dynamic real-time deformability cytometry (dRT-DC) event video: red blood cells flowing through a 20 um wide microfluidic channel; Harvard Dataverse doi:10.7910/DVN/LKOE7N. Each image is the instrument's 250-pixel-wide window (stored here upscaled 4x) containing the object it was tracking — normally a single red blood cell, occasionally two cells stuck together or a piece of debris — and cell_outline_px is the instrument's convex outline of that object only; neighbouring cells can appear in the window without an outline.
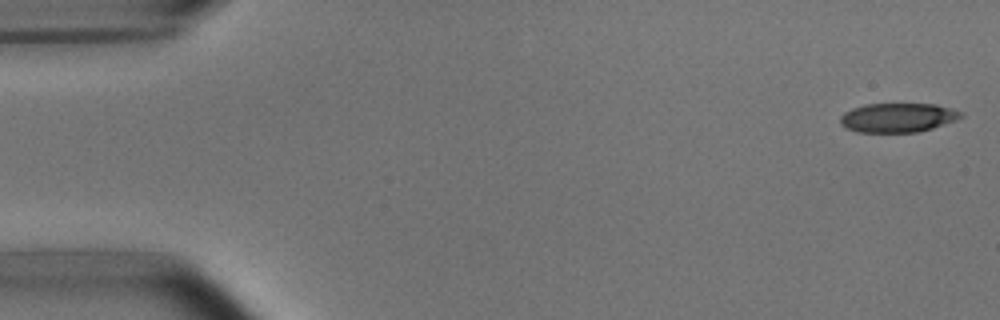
{"species": "common noctule bat (a hibernating species)", "species_latin": "Nyctalus noctula", "temperature_condition": "room temperature", "stored_images_in_passage": 4, "camera_frame_rate_fps": 3000, "um_per_image_px": 0.085, "animal": {"sex": "male", "body_mass_g": 15.6}, "frame": {"image": 1, "passage_image": 1, "time_ms": 0.0, "image_size_px": [1000, 320], "cell_outline_px": [[964, 116], [956, 120], [920, 132], [856, 132], [840, 124], [840, 116], [844, 112], [852, 108], [864, 104], [936, 104], [952, 108], [964, 112]], "centroid_in_image_um": [76.33, 9.99], "position_along_channel_um": 8.7, "area_um2": 20.69}}